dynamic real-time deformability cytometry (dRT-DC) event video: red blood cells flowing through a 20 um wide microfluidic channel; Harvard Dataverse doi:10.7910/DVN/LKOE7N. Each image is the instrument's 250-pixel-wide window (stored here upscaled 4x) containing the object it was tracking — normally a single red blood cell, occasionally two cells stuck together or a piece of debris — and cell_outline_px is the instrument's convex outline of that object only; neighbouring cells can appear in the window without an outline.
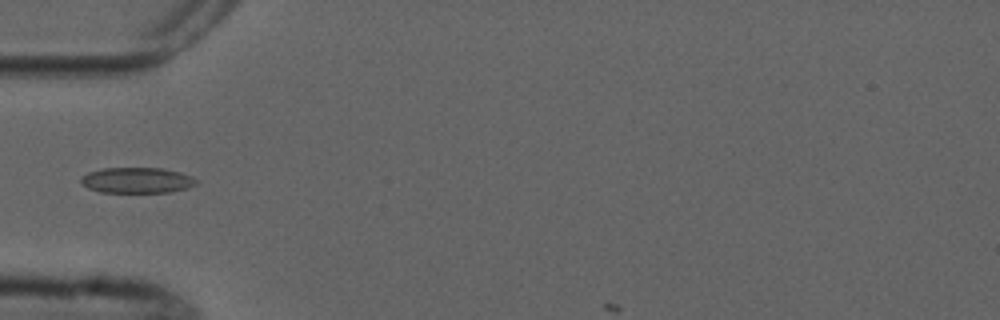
{"species": "common noctule bat (a hibernating species)", "species_latin": "Nyctalus noctula", "temperature_condition": "cold", "stored_images_in_passage": 5, "camera_frame_rate_fps": 3000, "um_per_image_px": 0.085, "animal": {"sex": "male", "forearm_length_mm": 52.5}, "frame": {"image": 1, "passage_image": 2, "time_ms": 1.0, "image_size_px": [1000, 320], "cell_outline_px": [[196, 184], [188, 188], [168, 192], [100, 192], [88, 188], [80, 180], [80, 176], [88, 172], [104, 168], [164, 168], [180, 172], [192, 176], [196, 180]], "centroid_in_image_um": [11.64, 15.32], "position_along_channel_um": 73.4, "area_um2": 17.22}}
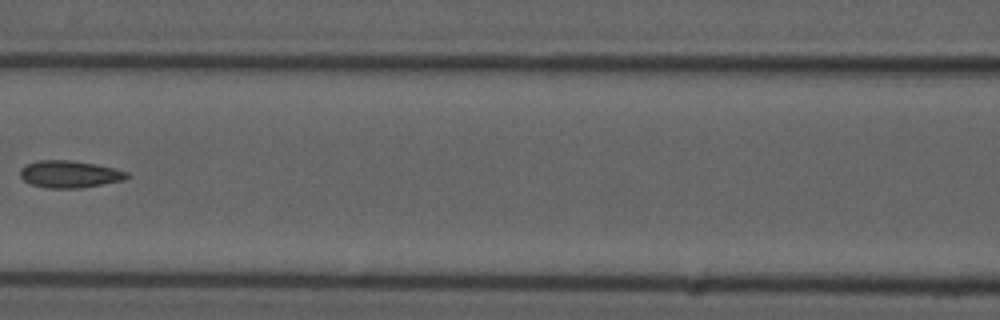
{"frame": {"image": 2, "passage_image": 4, "time_ms": 3.333, "image_size_px": [1000, 320], "cell_outline_px": [[132, 176], [124, 180], [80, 188], [48, 188], [28, 184], [20, 176], [20, 168], [28, 164], [40, 160], [72, 160], [96, 164], [128, 172]], "centroid_in_image_um": [5.92, 14.81], "position_along_channel_um": 160.7, "area_um2": 16.94}}
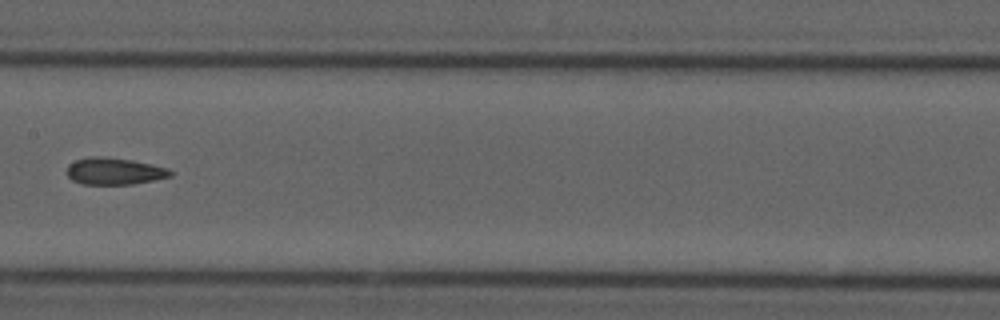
{"frame": {"image": 3, "passage_image": 5, "time_ms": 4.333, "image_size_px": [1000, 320], "cell_outline_px": [[172, 176], [132, 184], [80, 184], [72, 180], [64, 172], [68, 164], [76, 160], [88, 156], [104, 156], [132, 160], [152, 164], [168, 168], [172, 172]], "centroid_in_image_um": [9.66, 14.54], "position_along_channel_um": 197.7, "area_um2": 16.42}}